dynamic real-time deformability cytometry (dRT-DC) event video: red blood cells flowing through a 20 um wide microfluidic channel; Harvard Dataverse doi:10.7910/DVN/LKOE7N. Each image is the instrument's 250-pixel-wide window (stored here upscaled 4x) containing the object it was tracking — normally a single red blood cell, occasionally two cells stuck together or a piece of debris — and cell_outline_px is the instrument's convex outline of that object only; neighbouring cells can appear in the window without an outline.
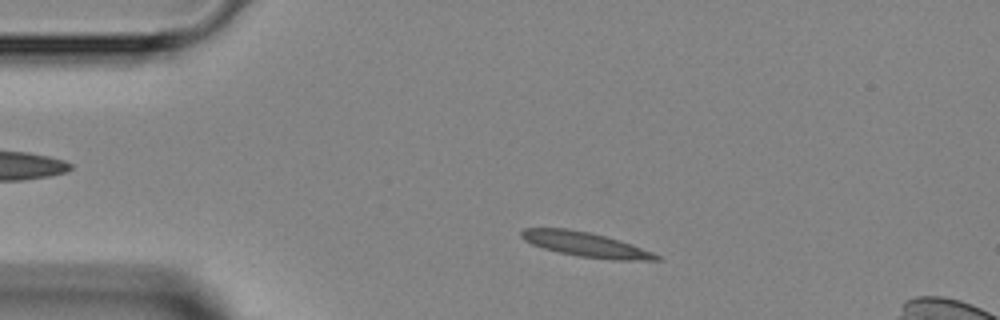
{"species": "Egyptian fruit bat (a non-hibernating species)", "species_latin": "Rousettus aegyptiacus", "temperature_condition": "room temperature", "stored_images_in_passage": 2, "camera_frame_rate_fps": 3000, "um_per_image_px": 0.085, "animal": {"sex": "female"}, "frame": {"image": 1, "passage_image": 1, "time_ms": 0.0, "image_size_px": [1000, 320], "cell_outline_px": [[664, 260], [612, 260], [576, 256], [544, 248], [532, 244], [524, 240], [520, 236], [520, 232], [524, 228], [568, 228], [588, 232], [604, 236], [652, 252], [660, 256]], "centroid_in_image_um": [49.73, 20.78], "position_along_channel_um": 35.3, "area_um2": 19.07}}